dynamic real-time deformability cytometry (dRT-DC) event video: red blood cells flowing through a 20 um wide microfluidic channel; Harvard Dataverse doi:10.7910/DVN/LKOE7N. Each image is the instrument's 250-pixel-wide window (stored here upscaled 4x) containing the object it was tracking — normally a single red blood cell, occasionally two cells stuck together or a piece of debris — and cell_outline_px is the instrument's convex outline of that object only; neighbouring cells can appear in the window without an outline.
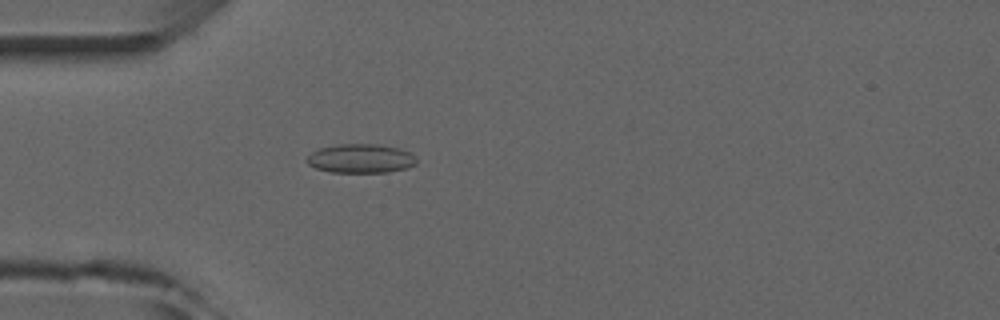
{"species": "common noctule bat (a hibernating species)", "species_latin": "Nyctalus noctula", "temperature_condition": "room temperature", "stored_images_in_passage": 4, "camera_frame_rate_fps": 3000, "um_per_image_px": 0.085, "animal": {"sex": "male", "forearm_length_mm": 52.5}, "frame": {"image": 1, "passage_image": 4, "time_ms": 4.333, "image_size_px": [1000, 320], "cell_outline_px": [[416, 164], [408, 168], [388, 172], [332, 172], [316, 168], [308, 164], [304, 160], [312, 152], [320, 148], [336, 144], [376, 144], [400, 148], [416, 156]], "centroid_in_image_um": [30.67, 13.47], "position_along_channel_um": 54.3, "area_um2": 18.61}}